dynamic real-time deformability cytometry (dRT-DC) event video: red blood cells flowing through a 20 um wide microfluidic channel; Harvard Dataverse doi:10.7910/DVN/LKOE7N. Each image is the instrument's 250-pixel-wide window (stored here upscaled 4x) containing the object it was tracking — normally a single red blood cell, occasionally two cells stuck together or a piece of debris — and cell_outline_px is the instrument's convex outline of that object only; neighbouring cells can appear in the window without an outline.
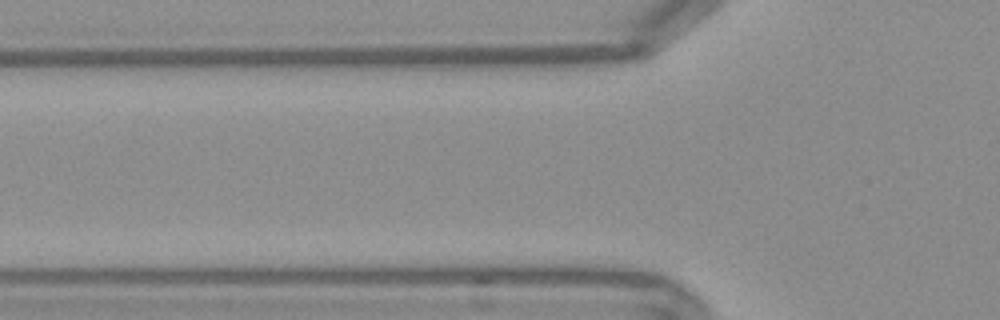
{"species": "Egyptian fruit bat (a non-hibernating species)", "species_latin": "Rousettus aegyptiacus", "temperature_condition": "warm", "stored_images_in_passage": 3, "camera_frame_rate_fps": 3000, "um_per_image_px": 0.085, "frame": {"image": 1, "passage_image": 2, "time_ms": 0.333, "image_size_px": [1000, 320], "cell_outline_px": [[652, 48], [644, 56], [560, 76], [428, 76], [404, 56], [648, 48]], "centroid_in_image_um": [44.38, 5.32], "position_along_channel_um": 81.4, "area_um2": 33.93}}